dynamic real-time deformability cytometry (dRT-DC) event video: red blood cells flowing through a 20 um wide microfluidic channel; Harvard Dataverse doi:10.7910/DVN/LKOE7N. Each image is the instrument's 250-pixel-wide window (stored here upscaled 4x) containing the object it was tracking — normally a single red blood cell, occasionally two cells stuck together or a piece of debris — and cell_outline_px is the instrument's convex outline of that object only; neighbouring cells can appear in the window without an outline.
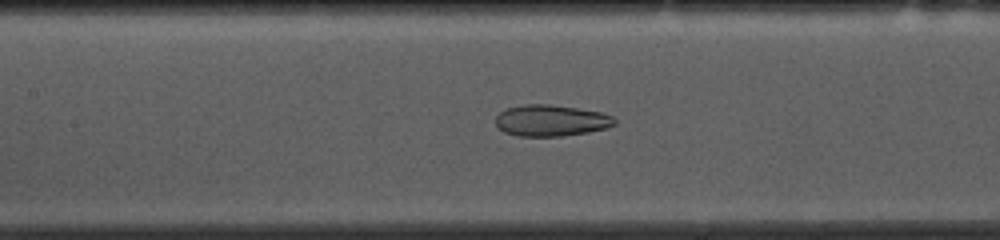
{"species": "common noctule bat (a hibernating species)", "species_latin": "Nyctalus noctula", "temperature_condition": "cold", "stored_images_in_passage": 39, "camera_frame_rate_fps": 3000, "um_per_image_px": 0.085, "animal": {"sex": "female", "body_mass_g": 10.0, "forearm_length_mm": 53.1}, "frame": {"image": 1, "passage_image": 9, "time_ms": 2.667, "image_size_px": [1000, 240], "cell_outline_px": [[616, 124], [608, 128], [588, 132], [560, 136], [520, 136], [504, 132], [496, 124], [496, 116], [504, 108], [524, 104], [548, 104], [576, 108], [600, 112], [612, 116], [616, 120]], "centroid_in_image_um": [46.83, 10.24], "position_along_channel_um": 160.6, "area_um2": 21.73}}
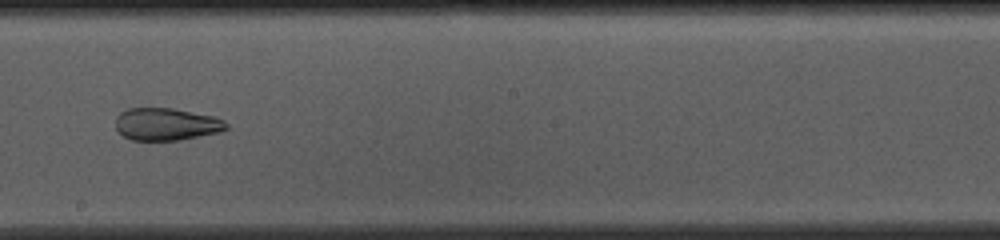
{"frame": {"image": 2, "passage_image": 15, "time_ms": 4.667, "image_size_px": [1000, 240], "cell_outline_px": [[228, 128], [220, 132], [180, 140], [132, 140], [124, 136], [116, 128], [116, 116], [120, 112], [128, 108], [172, 108], [212, 116], [224, 120], [228, 124]], "centroid_in_image_um": [14.14, 10.55], "position_along_channel_um": 234.1, "area_um2": 20.87}}
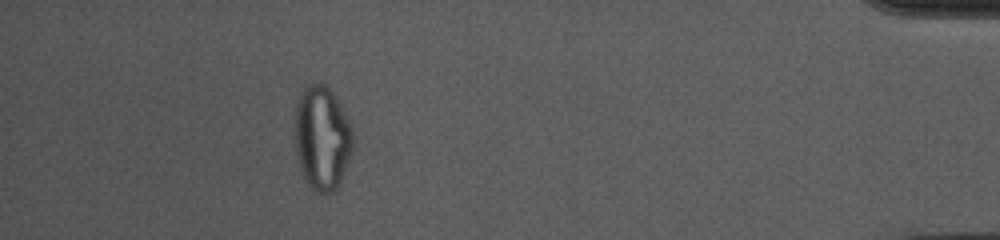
{"frame": {"image": 3, "passage_image": 34, "time_ms": 11.0, "image_size_px": [1000, 240], "cell_outline_px": [[356, 140], [352, 152], [340, 184], [332, 192], [320, 192], [312, 188], [304, 180], [300, 168], [296, 152], [296, 104], [300, 92], [308, 84], [320, 80], [336, 96], [352, 128]], "centroid_in_image_um": [27.4, 11.7], "position_along_channel_um": 407.8, "area_um2": 35.55}, "authors_computed_cell_mechanics": {"area_um2": 25.6054, "velocity_mm_per_s": 3.7002, "shape_relaxation_time_tau1_ms": null, "shape_relaxation_time_tau2_ms": 2.0341, "deformation_change_tau1": null, "deformation_change_tau2": 0.0852}}